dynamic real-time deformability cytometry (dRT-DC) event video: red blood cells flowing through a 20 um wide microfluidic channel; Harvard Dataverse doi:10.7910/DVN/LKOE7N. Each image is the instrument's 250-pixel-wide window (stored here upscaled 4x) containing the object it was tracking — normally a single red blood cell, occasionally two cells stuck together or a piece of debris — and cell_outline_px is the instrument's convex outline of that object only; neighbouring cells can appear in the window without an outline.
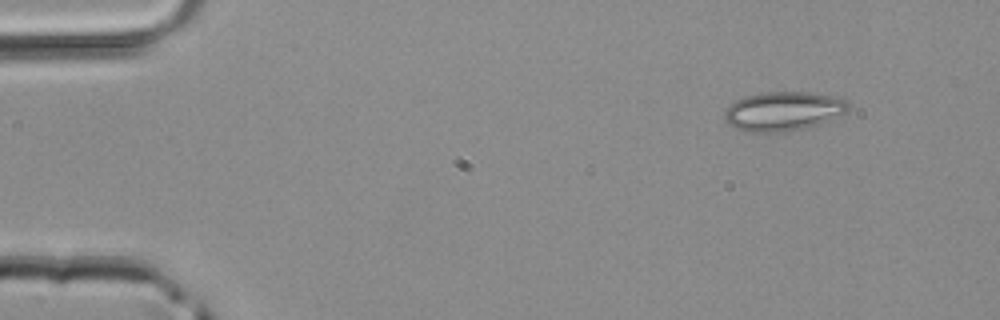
{"species": "common noctule bat (a hibernating species)", "species_latin": "Nyctalus noctula", "temperature_condition": "room temperature", "stored_images_in_passage": 3, "camera_frame_rate_fps": 3000, "um_per_image_px": 0.085, "animal": {"sex": "male", "body_mass_g": 20.4}, "frame": {"image": 1, "passage_image": 1, "time_ms": 0.0, "image_size_px": [1000, 320], "cell_outline_px": [[848, 112], [816, 124], [804, 128], [788, 132], [744, 132], [728, 124], [724, 120], [724, 112], [736, 100], [748, 96], [764, 92], [808, 92], [832, 96], [844, 100], [848, 104]], "centroid_in_image_um": [66.54, 9.46], "position_along_channel_um": 18.5, "area_um2": 27.98}}
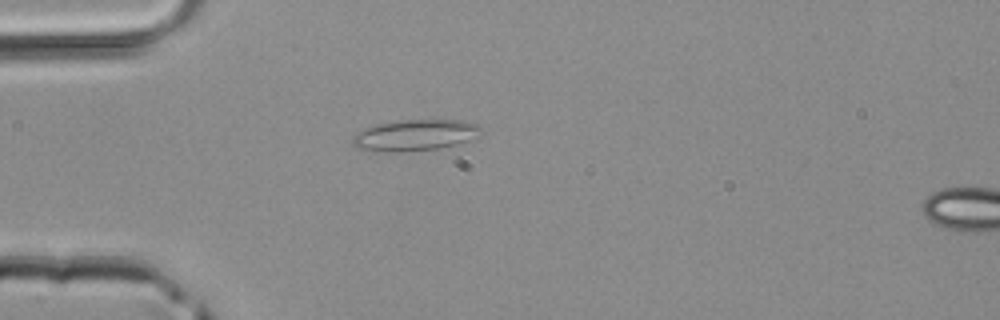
{"frame": {"image": 2, "passage_image": 3, "time_ms": 0.667, "image_size_px": [1000, 320], "cell_outline_px": [[484, 132], [456, 144], [440, 148], [400, 152], [384, 152], [356, 148], [352, 144], [352, 136], [356, 132], [364, 128], [376, 124], [396, 120], [464, 120], [476, 124], [484, 128]], "centroid_in_image_um": [35.23, 11.48], "position_along_channel_um": 49.8, "area_um2": 23.52}}